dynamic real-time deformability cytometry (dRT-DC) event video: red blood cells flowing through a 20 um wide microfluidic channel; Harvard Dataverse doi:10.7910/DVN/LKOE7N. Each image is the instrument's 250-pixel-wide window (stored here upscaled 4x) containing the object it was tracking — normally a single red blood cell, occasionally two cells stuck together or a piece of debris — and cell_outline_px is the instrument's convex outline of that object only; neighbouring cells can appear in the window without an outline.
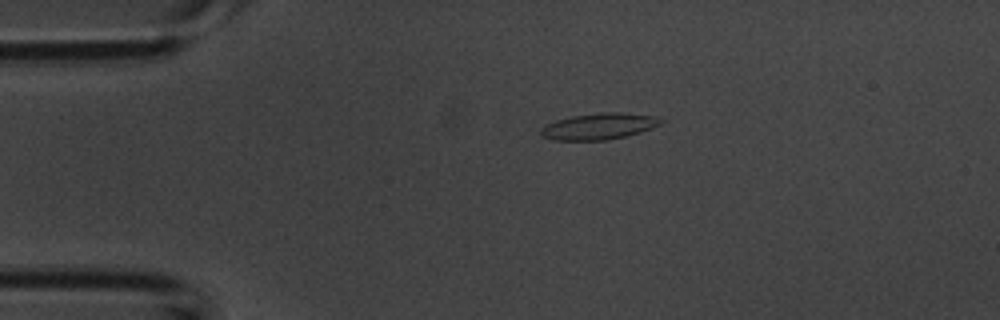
{"species": "common noctule bat (a hibernating species)", "species_latin": "Nyctalus noctula", "temperature_condition": "room temperature", "stored_images_in_passage": 44, "camera_frame_rate_fps": 3000, "um_per_image_px": 0.085, "animal": {"sex": "male", "body_mass_g": 20.1, "forearm_length_mm": 53.5}, "frame": {"image": 1, "passage_image": 1, "time_ms": 0.0, "image_size_px": [1000, 320], "cell_outline_px": [[664, 120], [660, 124], [652, 128], [640, 132], [624, 136], [604, 140], [552, 140], [544, 136], [540, 132], [540, 128], [544, 124], [556, 120], [572, 116], [600, 112], [620, 112], [656, 116]], "centroid_in_image_um": [50.89, 10.72], "position_along_channel_um": 34.1, "area_um2": 18.38}}
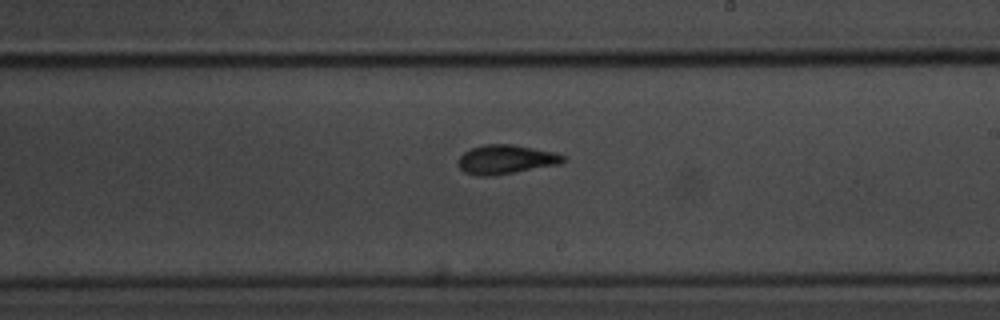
{"frame": {"image": 2, "passage_image": 21, "time_ms": 6.667, "image_size_px": [1000, 320], "cell_outline_px": [[564, 160], [560, 164], [492, 176], [476, 176], [464, 172], [456, 164], [460, 156], [464, 152], [472, 148], [484, 144], [512, 144], [556, 152], [564, 156]], "centroid_in_image_um": [42.96, 13.55], "position_along_channel_um": 246.0, "area_um2": 17.86}}
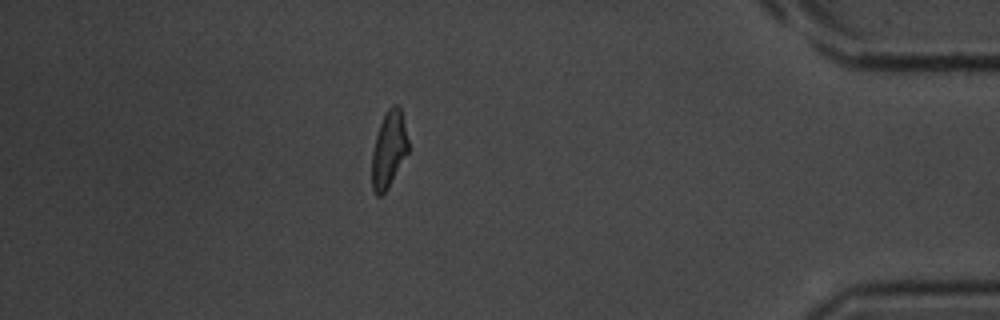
{"frame": {"image": 3, "passage_image": 37, "time_ms": 12.0, "image_size_px": [1000, 320], "cell_outline_px": [[408, 152], [388, 188], [380, 196], [376, 196], [372, 188], [372, 152], [376, 136], [380, 124], [388, 108], [392, 104], [400, 104], [408, 140]], "centroid_in_image_um": [33.05, 12.69], "position_along_channel_um": 402.2, "area_um2": 16.13}, "authors_computed_cell_mechanics": {"area_um2": 16.9932, "velocity_mm_per_s": 3.7273, "shape_relaxation_time_tau1_ms": 4.3853, "shape_relaxation_time_tau2_ms": 2.171, "deformation_change_tau1": 0.1806, "deformation_change_tau2": 0.1061}}